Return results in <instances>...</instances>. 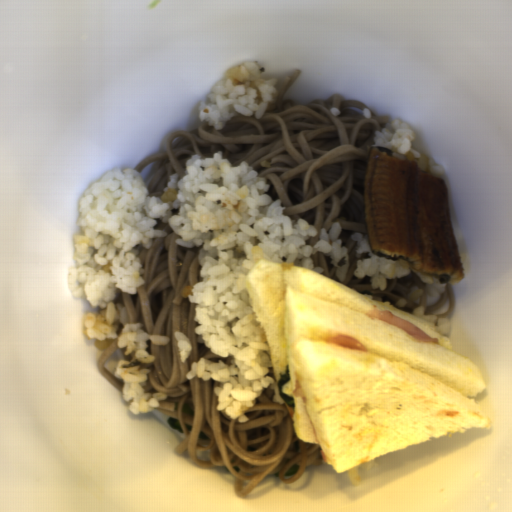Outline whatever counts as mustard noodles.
Here are the masks:
<instances>
[{"mask_svg":"<svg viewBox=\"0 0 512 512\" xmlns=\"http://www.w3.org/2000/svg\"><path fill=\"white\" fill-rule=\"evenodd\" d=\"M301 69H296L277 87L278 98L273 110L261 118L233 115L221 130L205 121L193 131H176L157 153L136 166L140 173L155 163L146 190L149 196L161 195L172 173H186V164L194 155L209 158L221 151L230 165L247 162L269 185L271 201L281 200L282 214L292 220L312 224L317 234L305 244L315 246L321 230L329 233L333 224L341 226L338 239L348 255L345 281L336 276V265L322 252L310 255L320 273L374 300L390 303L412 315L418 306L424 315L440 309L449 298V309L435 315L448 319L456 309L453 283L434 304H427L429 284L413 270L401 278L386 279V287L373 289L371 276L358 278L357 261L369 258L358 255V241L353 234H367L365 224V182L375 132L390 124L391 116H380L360 100H343L335 94L326 100L298 104L281 100L294 85Z\"/></svg>","mask_w":512,"mask_h":512,"instance_id":"1","label":"mustard noodles"},{"mask_svg":"<svg viewBox=\"0 0 512 512\" xmlns=\"http://www.w3.org/2000/svg\"><path fill=\"white\" fill-rule=\"evenodd\" d=\"M115 351H120L125 360H131L132 356L125 355L124 349L118 347L116 339L112 341L104 350H102L100 356L97 360V370L98 372L111 384L113 385L120 393H123V382L113 376L106 367L108 359L112 356Z\"/></svg>","mask_w":512,"mask_h":512,"instance_id":"3","label":"mustard noodles"},{"mask_svg":"<svg viewBox=\"0 0 512 512\" xmlns=\"http://www.w3.org/2000/svg\"><path fill=\"white\" fill-rule=\"evenodd\" d=\"M153 230H164L166 236L151 240L149 248H139L138 257L144 284L135 294L120 293L117 304H123L129 322L141 323L146 335L168 336L164 345L146 342V352L154 357L146 364L150 370L146 381L148 394L164 393L165 399L153 409L178 418L184 439L174 449L187 454L199 467H225L233 476L236 496L246 497L267 476L277 474L284 484L297 481L306 468L327 462L318 443L298 439L293 413L295 407L274 401L275 390L264 388L244 414L246 422L218 412L219 397L214 389L219 382L199 377L187 378L193 362L201 358L230 364V356H220L200 342L195 328L196 310L181 291L202 282L201 245L178 244V235L160 217ZM183 332L193 350L183 363L180 360L176 332ZM191 407L189 416L181 411ZM200 431L211 439L200 440ZM300 465L296 474L284 476L293 464Z\"/></svg>","mask_w":512,"mask_h":512,"instance_id":"2","label":"mustard noodles"}]
</instances>
